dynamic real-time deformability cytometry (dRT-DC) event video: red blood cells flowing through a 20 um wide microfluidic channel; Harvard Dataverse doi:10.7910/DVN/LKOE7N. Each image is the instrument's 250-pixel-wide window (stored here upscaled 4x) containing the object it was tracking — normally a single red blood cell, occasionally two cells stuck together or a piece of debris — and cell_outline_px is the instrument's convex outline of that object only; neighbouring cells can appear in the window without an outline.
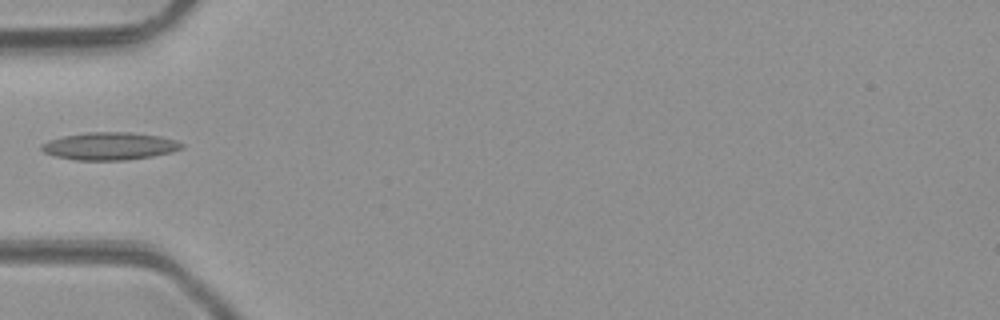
{"species": "common noctule bat (a hibernating species)", "species_latin": "Nyctalus noctula", "temperature_condition": "room temperature", "stored_images_in_passage": 2, "camera_frame_rate_fps": 3000, "um_per_image_px": 0.085, "animal": {"sex": "male", "body_mass_g": 23.1, "forearm_length_mm": 52.7}, "frame": {"image": 1, "passage_image": 2, "time_ms": 1.333, "image_size_px": [1000, 320], "cell_outline_px": [[184, 148], [172, 152], [152, 156], [128, 160], [76, 160], [56, 156], [44, 152], [40, 148], [40, 144], [48, 140], [64, 136], [88, 132], [132, 132], [160, 136], [176, 140], [184, 144]], "centroid_in_image_um": [9.34, 12.42], "position_along_channel_um": 75.7, "area_um2": 22.66}}